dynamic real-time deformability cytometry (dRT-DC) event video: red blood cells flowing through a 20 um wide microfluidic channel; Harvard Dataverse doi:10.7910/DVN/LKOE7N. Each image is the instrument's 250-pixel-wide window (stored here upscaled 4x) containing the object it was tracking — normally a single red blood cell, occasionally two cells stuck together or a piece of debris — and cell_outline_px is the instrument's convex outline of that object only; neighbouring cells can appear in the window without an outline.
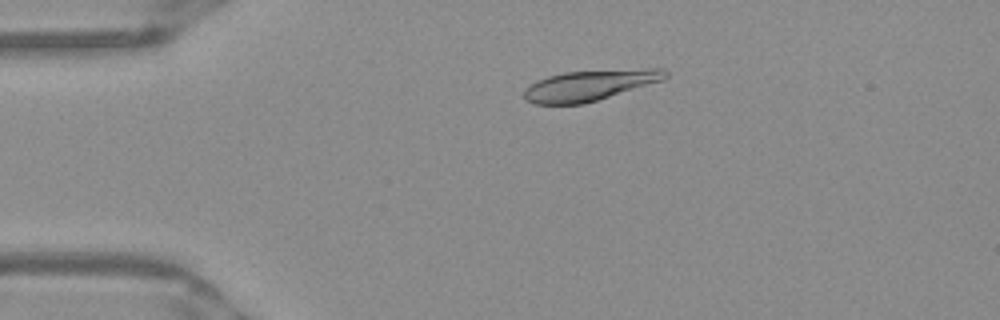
{"species": "Egyptian fruit bat (a non-hibernating species)", "species_latin": "Rousettus aegyptiacus", "temperature_condition": "warm", "stored_images_in_passage": 43, "camera_frame_rate_fps": 3000, "um_per_image_px": 0.085, "frame": {"image": 1, "passage_image": 2, "time_ms": 0.333, "image_size_px": [1000, 320], "cell_outline_px": [[668, 76], [664, 80], [584, 104], [532, 104], [524, 100], [524, 88], [536, 80], [548, 76], [564, 72], [652, 68], [664, 68], [668, 72]], "centroid_in_image_um": [50.11, 7.25], "position_along_channel_um": 34.9, "area_um2": 25.37}}
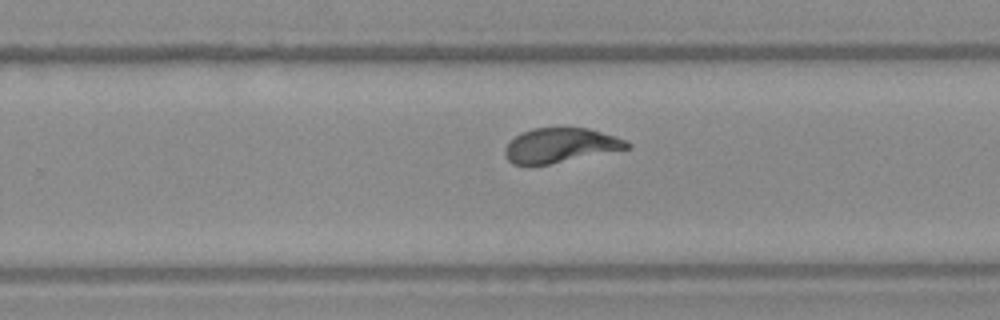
{"frame": {"image": 2, "passage_image": 24, "time_ms": 7.667, "image_size_px": [1000, 320], "cell_outline_px": [[632, 148], [548, 164], [512, 164], [508, 160], [504, 152], [504, 148], [516, 136], [532, 128], [588, 128], [624, 140], [632, 144]], "centroid_in_image_um": [47.64, 12.36], "position_along_channel_um": 282.2, "area_um2": 24.1}}
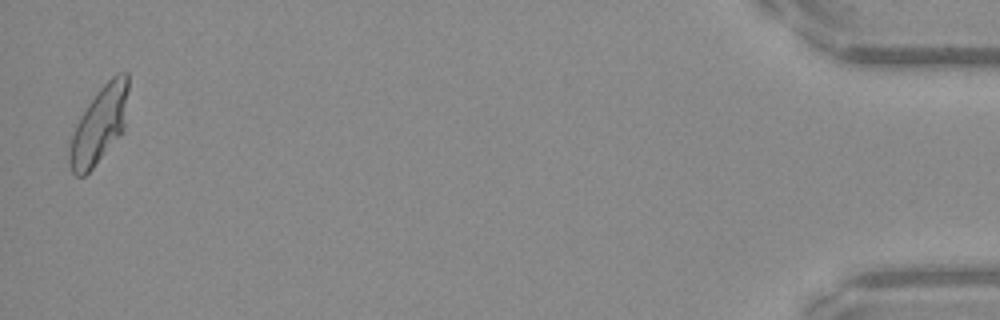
{"frame": {"image": 3, "passage_image": 42, "time_ms": 13.667, "image_size_px": [1000, 320], "cell_outline_px": [[128, 88], [124, 128], [92, 168], [84, 176], [76, 176], [72, 172], [68, 164], [68, 152], [72, 136], [76, 124], [80, 116], [96, 92], [116, 72], [128, 72]], "centroid_in_image_um": [8.41, 10.59], "position_along_channel_um": 426.8, "area_um2": 25.84}, "authors_computed_cell_mechanics": {"area_um2": 25.3164, "velocity_mm_per_s": 3.9153, "shape_relaxation_time_tau1_ms": 4.4198, "shape_relaxation_time_tau2_ms": null, "deformation_change_tau1": 0.2034, "deformation_change_tau2": null}}